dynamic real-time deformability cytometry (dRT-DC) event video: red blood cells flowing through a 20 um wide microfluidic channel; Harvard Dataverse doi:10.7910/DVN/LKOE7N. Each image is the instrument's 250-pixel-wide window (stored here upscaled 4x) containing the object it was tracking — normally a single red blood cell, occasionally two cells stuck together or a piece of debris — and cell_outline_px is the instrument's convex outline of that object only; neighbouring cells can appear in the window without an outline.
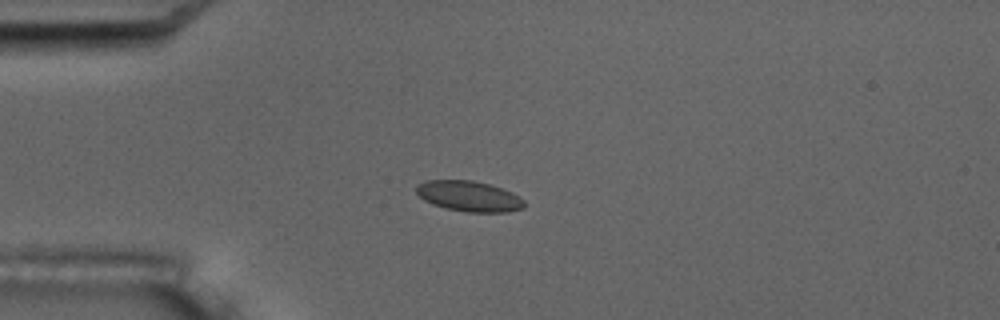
{"species": "common noctule bat (a hibernating species)", "species_latin": "Nyctalus noctula", "temperature_condition": "room temperature", "stored_images_in_passage": 6, "camera_frame_rate_fps": 3000, "um_per_image_px": 0.085, "animal": {"sex": "male", "body_mass_g": 17.5, "forearm_length_mm": 52.3}, "frame": {"image": 1, "passage_image": 4, "time_ms": 4.667, "image_size_px": [1000, 320], "cell_outline_px": [[524, 208], [508, 212], [468, 212], [444, 208], [432, 204], [424, 200], [416, 192], [416, 184], [424, 180], [472, 180], [488, 184], [512, 192], [524, 200]], "centroid_in_image_um": [39.84, 16.67], "position_along_channel_um": 45.2, "area_um2": 19.25}}